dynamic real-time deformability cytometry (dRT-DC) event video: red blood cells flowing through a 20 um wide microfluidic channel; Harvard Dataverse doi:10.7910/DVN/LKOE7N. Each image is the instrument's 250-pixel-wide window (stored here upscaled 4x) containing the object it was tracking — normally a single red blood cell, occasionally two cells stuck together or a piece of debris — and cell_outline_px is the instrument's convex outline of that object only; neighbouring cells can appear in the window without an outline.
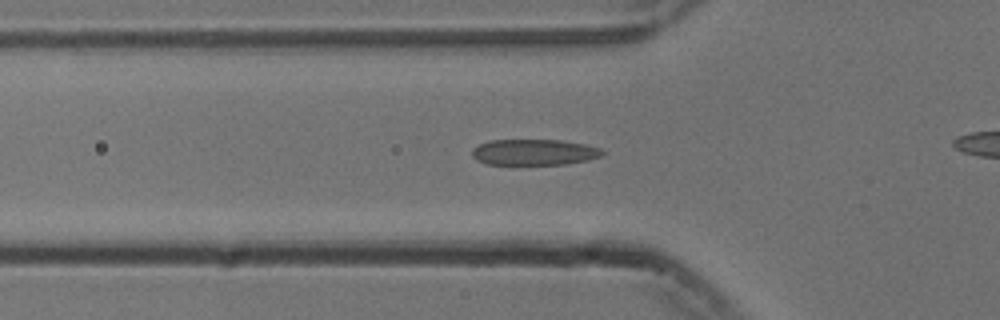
{"species": "common noctule bat (a hibernating species)", "species_latin": "Nyctalus noctula", "temperature_condition": "cold", "stored_images_in_passage": 39, "camera_frame_rate_fps": 3000, "um_per_image_px": 0.085, "animal": {"sex": "male", "body_mass_g": 13.3}, "frame": {"image": 1, "passage_image": 13, "time_ms": 4.0, "image_size_px": [1000, 320], "cell_outline_px": [[604, 152], [600, 156], [588, 160], [564, 164], [488, 164], [476, 160], [472, 156], [472, 148], [488, 140], [560, 140], [584, 144], [600, 148]], "centroid_in_image_um": [45.37, 12.93], "position_along_channel_um": 80.4, "area_um2": 19.59}}
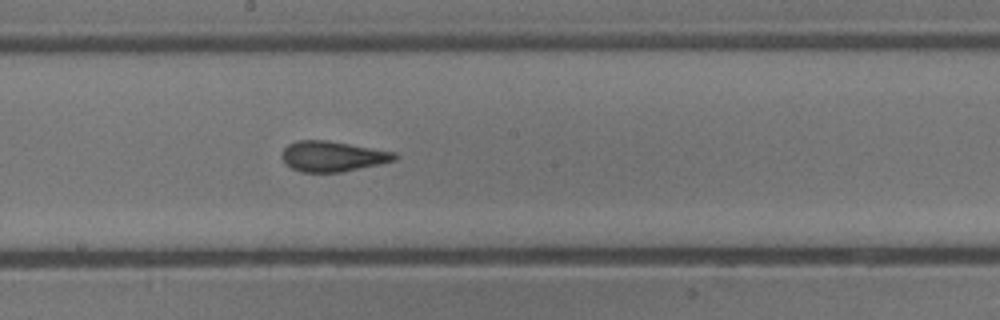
{"frame": {"image": 2, "passage_image": 24, "time_ms": 7.667, "image_size_px": [1000, 320], "cell_outline_px": [[396, 160], [340, 172], [300, 172], [284, 164], [284, 148], [288, 144], [296, 140], [328, 140], [396, 152]], "centroid_in_image_um": [28.25, 13.28], "position_along_channel_um": 219.9, "area_um2": 19.77}}
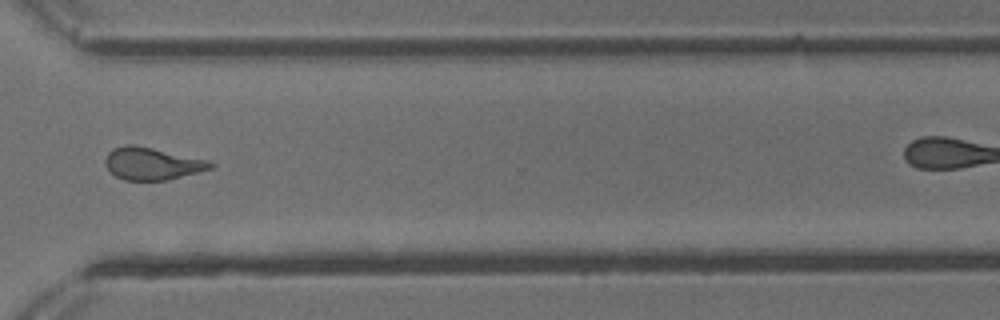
{"frame": {"image": 3, "passage_image": 35, "time_ms": 11.333, "image_size_px": [1000, 320], "cell_outline_px": [[216, 164], [212, 168], [168, 180], [124, 180], [116, 176], [104, 164], [104, 160], [108, 152], [112, 148], [124, 144], [136, 144], [208, 160]], "centroid_in_image_um": [12.91, 13.89], "position_along_channel_um": 357.7, "area_um2": 19.94}}